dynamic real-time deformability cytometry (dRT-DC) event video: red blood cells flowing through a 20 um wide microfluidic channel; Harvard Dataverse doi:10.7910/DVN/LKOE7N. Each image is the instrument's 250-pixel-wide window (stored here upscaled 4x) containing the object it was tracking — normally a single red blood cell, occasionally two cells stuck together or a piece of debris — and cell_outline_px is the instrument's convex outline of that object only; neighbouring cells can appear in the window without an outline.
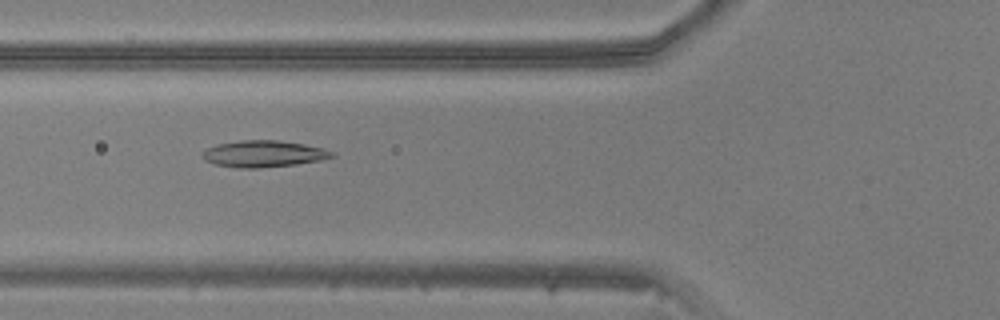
{"species": "common noctule bat (a hibernating species)", "species_latin": "Nyctalus noctula", "temperature_condition": "warm", "stored_images_in_passage": 49, "camera_frame_rate_fps": 3000, "um_per_image_px": 0.085, "animal": {"sex": "male", "body_mass_g": 20.5, "forearm_length_mm": 52.5}, "frame": {"image": 1, "passage_image": 18, "time_ms": 5.667, "image_size_px": [1000, 320], "cell_outline_px": [[336, 156], [320, 160], [296, 164], [260, 168], [236, 168], [216, 164], [204, 160], [200, 156], [200, 152], [216, 144], [244, 140], [276, 140], [304, 144], [324, 148], [336, 152]], "centroid_in_image_um": [22.4, 13.07], "position_along_channel_um": 103.4, "area_um2": 20.23}}
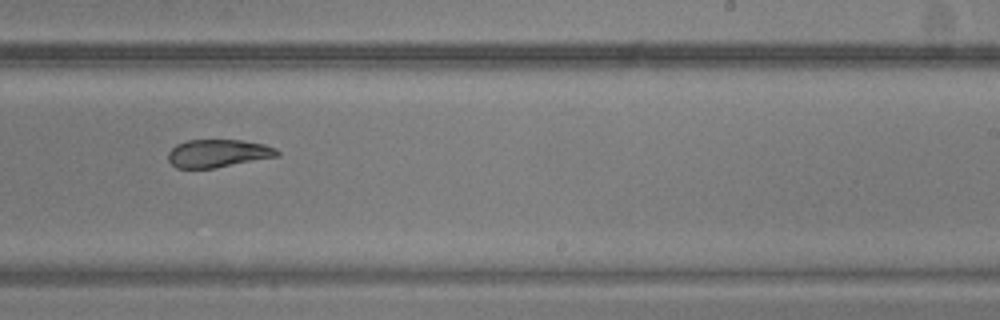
{"frame": {"image": 2, "passage_image": 30, "time_ms": 9.667, "image_size_px": [1000, 320], "cell_outline_px": [[280, 156], [216, 168], [176, 168], [168, 160], [168, 152], [176, 144], [188, 140], [240, 140], [264, 144], [276, 148], [280, 152]], "centroid_in_image_um": [18.55, 13.04], "position_along_channel_um": 270.4, "area_um2": 17.86}}
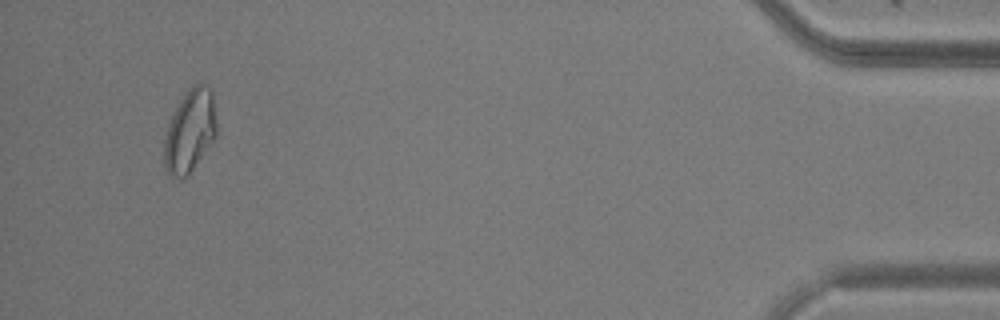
{"frame": {"image": 3, "passage_image": 46, "time_ms": 15.0, "image_size_px": [1000, 320], "cell_outline_px": [[216, 136], [188, 176], [180, 180], [172, 176], [164, 168], [164, 140], [168, 124], [180, 100], [188, 88], [196, 84], [204, 84], [212, 88], [216, 120]], "centroid_in_image_um": [16.14, 11.14], "position_along_channel_um": 419.1, "area_um2": 25.32}}